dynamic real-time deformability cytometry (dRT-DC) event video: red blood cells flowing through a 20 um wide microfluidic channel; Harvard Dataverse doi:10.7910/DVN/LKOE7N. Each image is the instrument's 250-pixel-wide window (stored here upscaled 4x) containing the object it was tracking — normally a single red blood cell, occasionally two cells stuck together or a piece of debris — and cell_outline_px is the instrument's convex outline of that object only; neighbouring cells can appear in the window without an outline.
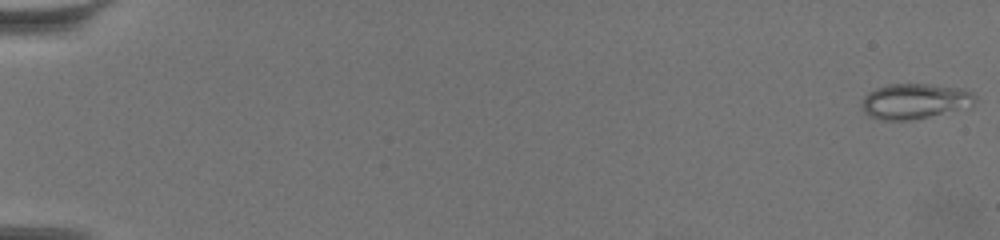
{"species": "common noctule bat (a hibernating species)", "species_latin": "Nyctalus noctula", "temperature_condition": "warm", "stored_images_in_passage": 63, "camera_frame_rate_fps": 3000, "um_per_image_px": 0.085, "animal": {"sex": "female", "body_mass_g": 19.5, "forearm_length_mm": 54.1}, "frame": {"image": 1, "passage_image": 1, "time_ms": 0.0, "image_size_px": [1000, 240], "cell_outline_px": [[976, 100], [972, 104], [924, 116], [904, 120], [884, 120], [872, 116], [864, 112], [864, 96], [868, 92], [876, 88], [888, 84], [924, 84], [964, 88], [972, 92], [976, 96]], "centroid_in_image_um": [77.72, 8.55], "position_along_channel_um": 7.3, "area_um2": 22.31}}
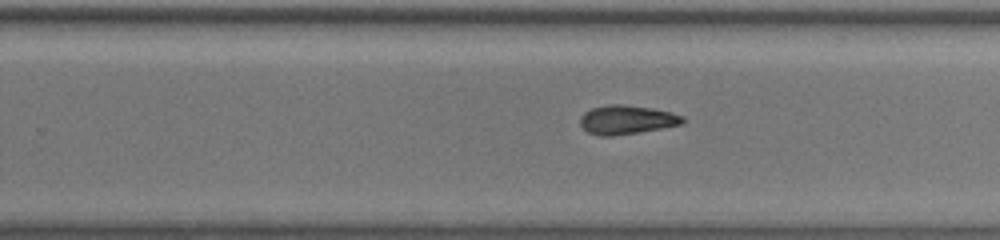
{"frame": {"image": 2, "passage_image": 42, "time_ms": 13.667, "image_size_px": [1000, 240], "cell_outline_px": [[684, 120], [680, 124], [660, 128], [612, 136], [600, 136], [588, 132], [580, 124], [580, 116], [584, 112], [592, 108], [608, 104], [620, 104], [652, 108], [672, 112], [684, 116]], "centroid_in_image_um": [53.24, 10.16], "position_along_channel_um": 276.6, "area_um2": 17.11}}
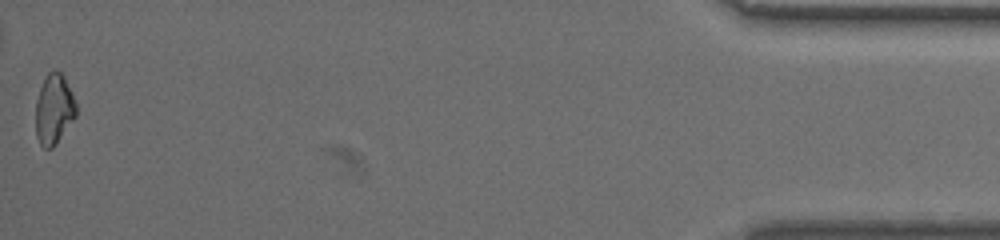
{"frame": {"image": 3, "passage_image": 63, "time_ms": 20.667, "image_size_px": [1000, 240], "cell_outline_px": [[76, 116], [56, 144], [52, 148], [44, 148], [40, 144], [36, 136], [36, 100], [40, 88], [48, 72], [56, 68], [64, 76], [72, 92], [76, 104]], "centroid_in_image_um": [4.59, 9.27], "position_along_channel_um": 430.6, "area_um2": 16.59}, "authors_computed_cell_mechanics": {"area_um2": 17.2822, "velocity_mm_per_s": 3.4268, "shape_relaxation_time_tau1_ms": 11.0339, "shape_relaxation_time_tau2_ms": 4.6907, "deformation_change_tau1": 0.2232, "deformation_change_tau2": 0.1129}}